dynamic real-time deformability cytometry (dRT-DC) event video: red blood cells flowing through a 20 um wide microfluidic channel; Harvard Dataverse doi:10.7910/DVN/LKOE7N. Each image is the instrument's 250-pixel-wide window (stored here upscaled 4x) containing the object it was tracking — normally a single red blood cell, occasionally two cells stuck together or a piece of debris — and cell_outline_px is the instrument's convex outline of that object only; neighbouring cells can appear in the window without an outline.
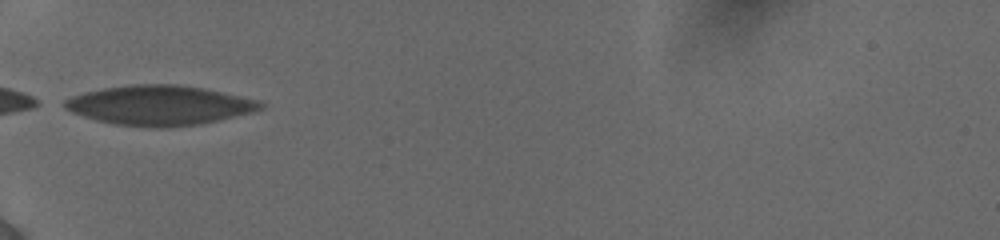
{"species": "human", "species_latin": "Homo sapiens", "temperature_condition": "cold", "stored_images_in_passage": 2, "camera_frame_rate_fps": 3000, "um_per_image_px": 0.085, "donor": {"sex": "female"}, "frame": {"image": 1, "passage_image": 1, "time_ms": 0.0, "image_size_px": [1000, 240], "cell_outline_px": [[264, 108], [252, 112], [220, 120], [200, 124], [168, 128], [152, 128], [112, 124], [96, 120], [72, 112], [64, 108], [64, 100], [72, 96], [84, 92], [104, 88], [128, 84], [180, 84], [204, 88], [260, 100], [264, 104]], "centroid_in_image_um": [13.57, 8.95], "position_along_channel_um": 71.4, "area_um2": 45.72}}